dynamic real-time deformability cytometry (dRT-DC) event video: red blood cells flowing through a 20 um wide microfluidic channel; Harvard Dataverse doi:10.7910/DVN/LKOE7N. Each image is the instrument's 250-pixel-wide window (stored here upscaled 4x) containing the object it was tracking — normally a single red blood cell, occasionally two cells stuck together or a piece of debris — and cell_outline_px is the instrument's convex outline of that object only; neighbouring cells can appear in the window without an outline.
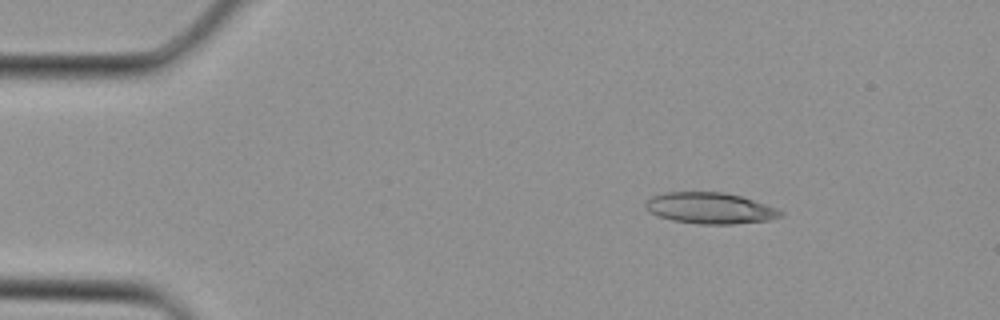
{"species": "Egyptian fruit bat (a non-hibernating species)", "species_latin": "Rousettus aegyptiacus", "temperature_condition": "cold", "stored_images_in_passage": 6, "camera_frame_rate_fps": 3000, "um_per_image_px": 0.085, "animal": {"sex": "female"}, "frame": {"image": 1, "passage_image": 1, "time_ms": 0.0, "image_size_px": [1000, 320], "cell_outline_px": [[784, 212], [780, 216], [768, 220], [732, 224], [700, 224], [672, 220], [656, 216], [644, 208], [644, 200], [652, 196], [664, 192], [724, 192], [740, 196], [776, 208]], "centroid_in_image_um": [60.27, 17.69], "position_along_channel_um": 24.7, "area_um2": 24.51}}
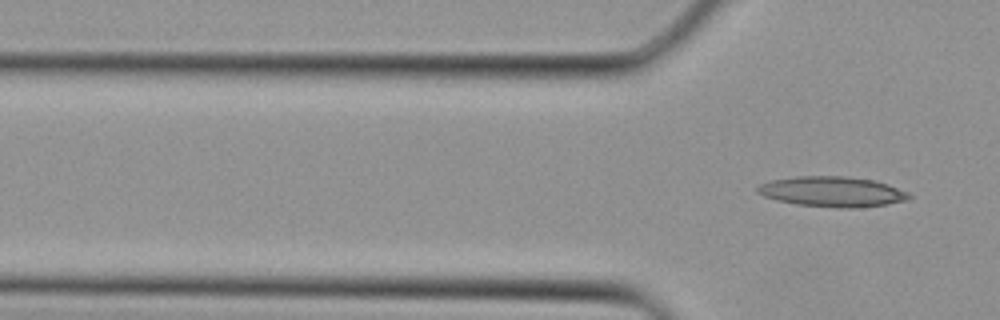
{"frame": {"image": 2, "passage_image": 6, "time_ms": 1.667, "image_size_px": [1000, 320], "cell_outline_px": [[912, 196], [908, 200], [888, 204], [852, 208], [836, 208], [796, 204], [776, 200], [764, 196], [756, 192], [756, 188], [760, 184], [772, 180], [796, 176], [844, 176], [872, 180], [888, 184], [908, 192]], "centroid_in_image_um": [70.74, 16.29], "position_along_channel_um": 55.1, "area_um2": 26.76}}